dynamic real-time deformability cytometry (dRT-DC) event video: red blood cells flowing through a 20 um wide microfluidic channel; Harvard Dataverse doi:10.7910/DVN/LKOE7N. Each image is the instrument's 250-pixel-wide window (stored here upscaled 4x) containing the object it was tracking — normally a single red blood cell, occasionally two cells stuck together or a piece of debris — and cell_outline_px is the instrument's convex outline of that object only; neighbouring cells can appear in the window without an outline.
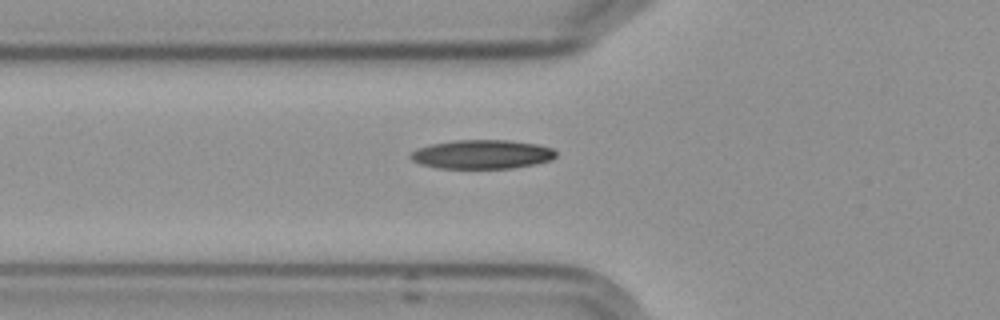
{"species": "Egyptian fruit bat (a non-hibernating species)", "species_latin": "Rousettus aegyptiacus", "temperature_condition": "cold", "stored_images_in_passage": 4, "camera_frame_rate_fps": 3000, "um_per_image_px": 0.085, "frame": {"image": 1, "passage_image": 4, "time_ms": 3.667, "image_size_px": [1000, 320], "cell_outline_px": [[556, 156], [552, 160], [536, 164], [512, 168], [440, 168], [420, 164], [412, 160], [408, 156], [416, 148], [428, 144], [456, 140], [508, 140], [536, 144], [552, 148], [556, 152]], "centroid_in_image_um": [40.95, 13.11], "position_along_channel_um": 84.8, "area_um2": 24.68}}